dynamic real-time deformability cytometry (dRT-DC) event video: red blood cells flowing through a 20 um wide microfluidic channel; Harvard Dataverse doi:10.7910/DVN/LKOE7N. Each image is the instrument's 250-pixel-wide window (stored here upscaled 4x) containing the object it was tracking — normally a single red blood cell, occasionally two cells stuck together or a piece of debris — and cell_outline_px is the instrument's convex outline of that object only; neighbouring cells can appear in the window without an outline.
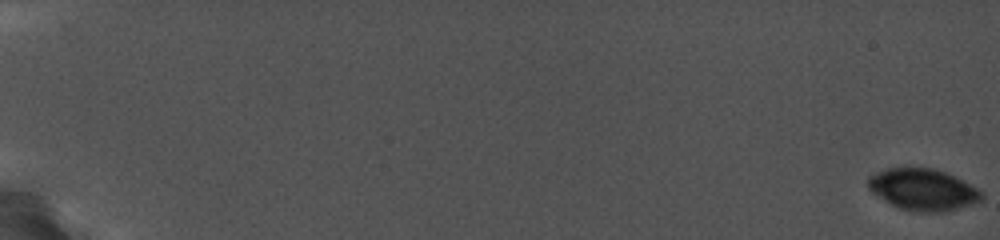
{"species": "common noctule bat (a hibernating species)", "species_latin": "Nyctalus noctula", "temperature_condition": "cold", "stored_images_in_passage": 53, "camera_frame_rate_fps": 5000, "um_per_image_px": 0.085, "animal": {"sex": "female", "body_mass_g": 19.0, "forearm_length_mm": 56.7}, "frame": {"image": 1, "passage_image": 1, "time_ms": 0.0, "image_size_px": [1000, 240], "cell_outline_px": [[980, 200], [948, 212], [908, 212], [884, 200], [872, 192], [868, 188], [868, 180], [872, 176], [880, 172], [892, 168], [928, 168], [952, 176], [960, 180], [980, 192]], "centroid_in_image_um": [78.39, 16.15], "position_along_channel_um": 6.6, "area_um2": 26.47}}
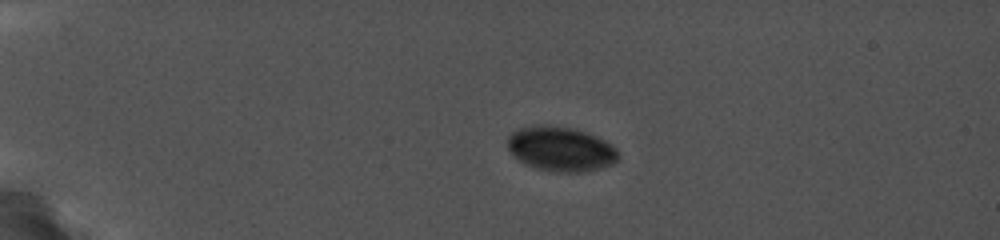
{"frame": {"image": 2, "passage_image": 29, "time_ms": 5.2, "image_size_px": [1000, 240], "cell_outline_px": [[616, 160], [612, 164], [588, 172], [556, 172], [536, 168], [524, 164], [512, 156], [508, 148], [508, 136], [512, 132], [520, 128], [568, 128], [584, 132], [608, 144], [616, 152]], "centroid_in_image_um": [47.6, 12.74], "position_along_channel_um": 37.4, "area_um2": 27.51}}